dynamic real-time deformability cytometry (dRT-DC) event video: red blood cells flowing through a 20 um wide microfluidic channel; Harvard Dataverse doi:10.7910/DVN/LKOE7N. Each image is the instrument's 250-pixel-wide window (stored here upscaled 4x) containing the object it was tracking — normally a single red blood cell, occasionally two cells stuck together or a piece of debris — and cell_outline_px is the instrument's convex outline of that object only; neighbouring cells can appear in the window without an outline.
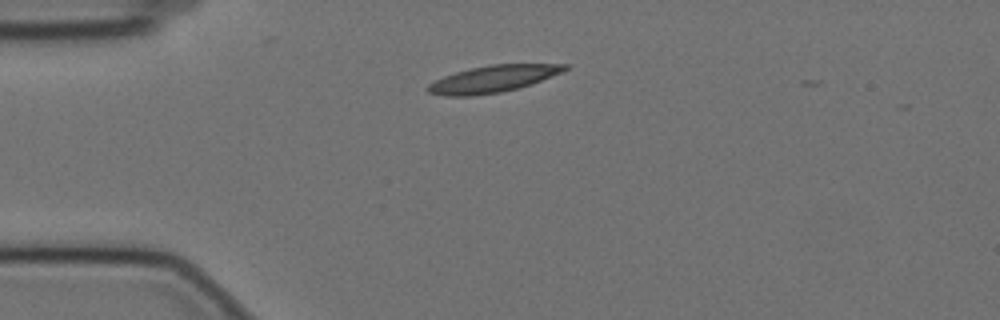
{"species": "Egyptian fruit bat (a non-hibernating species)", "species_latin": "Rousettus aegyptiacus", "temperature_condition": "cold", "stored_images_in_passage": 40, "camera_frame_rate_fps": 3000, "um_per_image_px": 0.085, "animal": {"sex": "female"}, "frame": {"image": 1, "passage_image": 1, "time_ms": 0.0, "image_size_px": [1000, 320], "cell_outline_px": [[572, 68], [564, 72], [516, 88], [500, 92], [472, 96], [448, 96], [428, 92], [424, 88], [428, 84], [444, 76], [456, 72], [472, 68], [492, 64], [572, 64]], "centroid_in_image_um": [41.93, 6.7], "position_along_channel_um": 43.1, "area_um2": 21.27}}
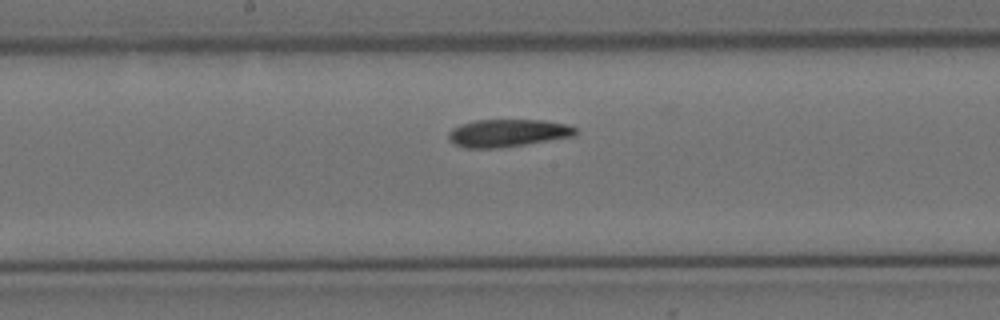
{"frame": {"image": 2, "passage_image": 17, "time_ms": 5.333, "image_size_px": [1000, 320], "cell_outline_px": [[580, 132], [576, 136], [500, 148], [464, 148], [452, 144], [448, 140], [448, 132], [452, 128], [460, 124], [476, 120], [544, 120], [568, 124], [576, 128]], "centroid_in_image_um": [43.16, 11.31], "position_along_channel_um": 205.0, "area_um2": 20.81}}
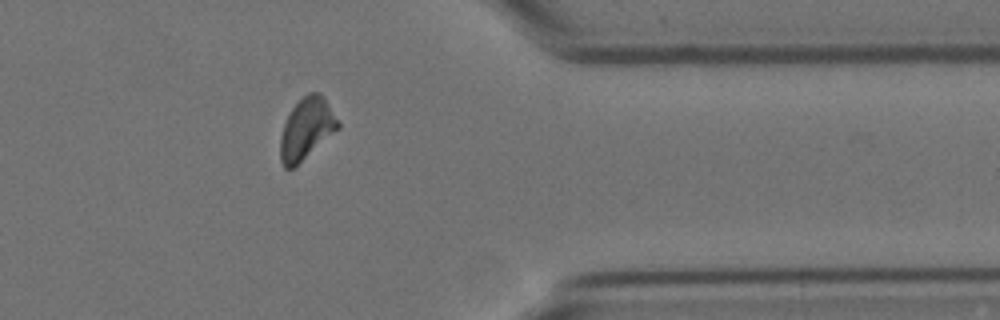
{"frame": {"image": 3, "passage_image": 34, "time_ms": 11.0, "image_size_px": [1000, 320], "cell_outline_px": [[340, 128], [292, 168], [284, 168], [280, 160], [280, 136], [284, 124], [292, 108], [308, 92], [320, 92], [340, 124]], "centroid_in_image_um": [26.04, 10.94], "position_along_channel_um": 385.4, "area_um2": 20.17}, "authors_computed_cell_mechanics": {"area_um2": 20.6635, "velocity_mm_per_s": 3.4518, "shape_relaxation_time_tau1_ms": 5.3364, "shape_relaxation_time_tau2_ms": 3.7582, "deformation_change_tau1": 0.1542, "deformation_change_tau2": 0.0993}}